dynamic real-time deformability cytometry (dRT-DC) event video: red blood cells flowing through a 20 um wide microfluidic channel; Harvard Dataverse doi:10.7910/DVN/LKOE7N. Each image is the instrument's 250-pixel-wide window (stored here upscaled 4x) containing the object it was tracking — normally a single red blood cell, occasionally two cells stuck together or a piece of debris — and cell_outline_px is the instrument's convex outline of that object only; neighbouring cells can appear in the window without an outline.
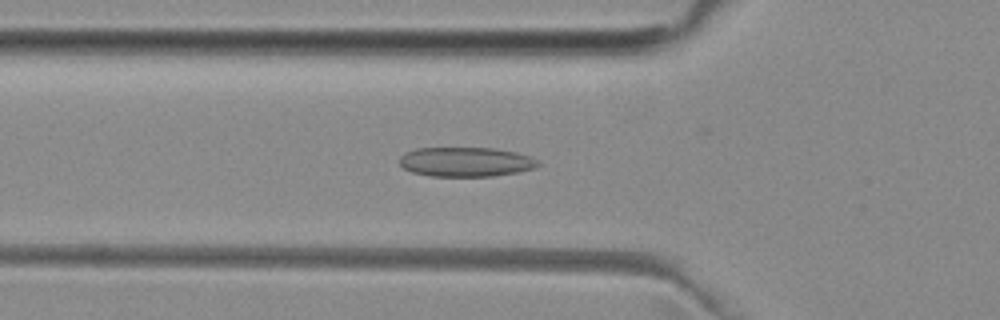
{"species": "common noctule bat (a hibernating species)", "species_latin": "Nyctalus noctula", "temperature_condition": "room temperature", "stored_images_in_passage": 51, "camera_frame_rate_fps": 3000, "um_per_image_px": 0.085, "animal": {"sex": "female", "body_mass_g": 29.2, "forearm_length_mm": 56.3}, "frame": {"image": 1, "passage_image": 17, "time_ms": 5.333, "image_size_px": [1000, 320], "cell_outline_px": [[540, 164], [532, 168], [516, 172], [492, 176], [428, 176], [412, 172], [404, 168], [400, 164], [400, 156], [404, 152], [416, 148], [492, 148], [516, 152], [532, 156], [540, 160]], "centroid_in_image_um": [39.58, 13.75], "position_along_channel_um": 86.2, "area_um2": 23.87}}
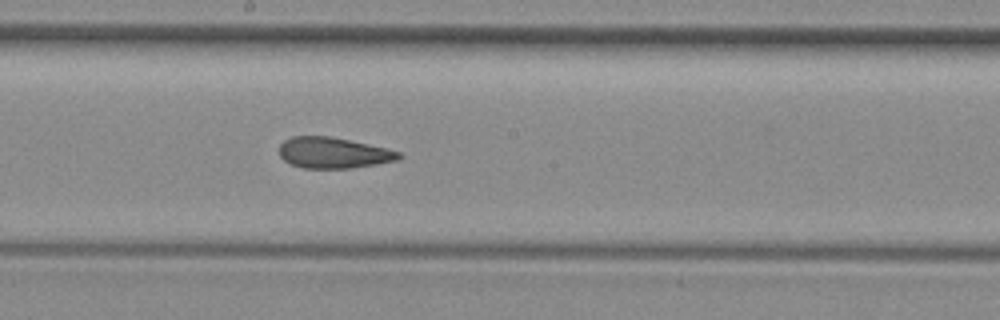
{"frame": {"image": 2, "passage_image": 27, "time_ms": 8.667, "image_size_px": [1000, 320], "cell_outline_px": [[404, 156], [400, 160], [352, 168], [304, 168], [292, 164], [284, 160], [280, 156], [280, 144], [284, 140], [292, 136], [328, 136], [348, 140], [384, 148], [400, 152]], "centroid_in_image_um": [28.34, 12.99], "position_along_channel_um": 219.9, "area_um2": 21.39}}
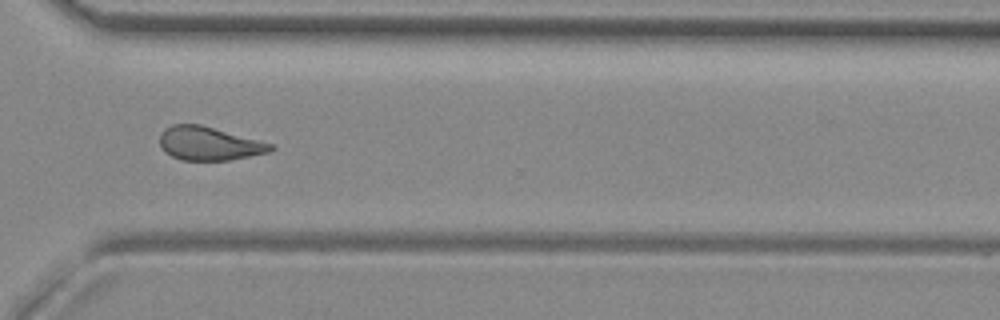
{"frame": {"image": 3, "passage_image": 37, "time_ms": 12.0, "image_size_px": [1000, 320], "cell_outline_px": [[276, 148], [268, 152], [228, 160], [180, 160], [172, 156], [160, 144], [160, 132], [164, 128], [172, 124], [200, 124], [276, 144]], "centroid_in_image_um": [17.8, 12.18], "position_along_channel_um": 352.8, "area_um2": 21.68}, "authors_computed_cell_mechanics": {"area_um2": 22.7154, "velocity_mm_per_s": 3.9928, "shape_relaxation_time_tau1_ms": null, "shape_relaxation_time_tau2_ms": 2.6547, "deformation_change_tau1": null, "deformation_change_tau2": 0.1027}}